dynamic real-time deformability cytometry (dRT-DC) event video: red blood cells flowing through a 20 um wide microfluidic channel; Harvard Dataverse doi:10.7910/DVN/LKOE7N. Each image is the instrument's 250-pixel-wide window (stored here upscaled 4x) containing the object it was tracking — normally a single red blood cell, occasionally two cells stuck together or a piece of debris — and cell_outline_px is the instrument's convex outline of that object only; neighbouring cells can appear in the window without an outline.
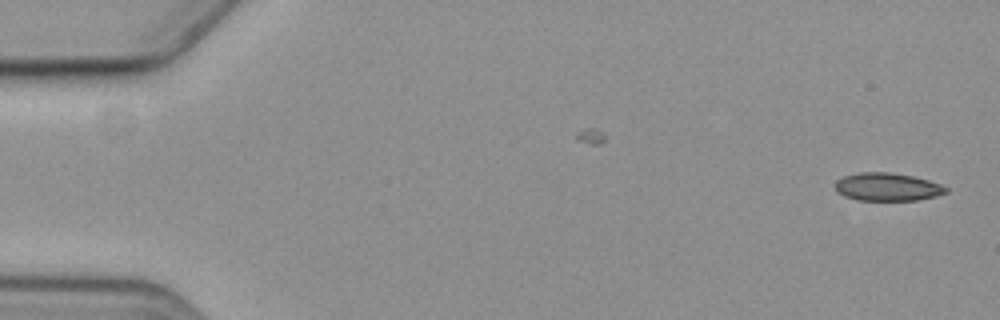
{"species": "common noctule bat (a hibernating species)", "species_latin": "Nyctalus noctula", "temperature_condition": "cold", "stored_images_in_passage": 3, "camera_frame_rate_fps": 3000, "um_per_image_px": 0.085, "animal": {"sex": "female", "body_mass_g": 19.3, "forearm_length_mm": 54.1}, "frame": {"image": 1, "passage_image": 3, "time_ms": 2.0, "image_size_px": [1000, 320], "cell_outline_px": [[948, 192], [936, 196], [916, 200], [860, 200], [844, 196], [836, 192], [836, 180], [844, 176], [860, 172], [892, 172], [912, 176], [928, 180], [940, 184], [948, 188]], "centroid_in_image_um": [75.42, 15.88], "position_along_channel_um": 9.6, "area_um2": 18.03}}